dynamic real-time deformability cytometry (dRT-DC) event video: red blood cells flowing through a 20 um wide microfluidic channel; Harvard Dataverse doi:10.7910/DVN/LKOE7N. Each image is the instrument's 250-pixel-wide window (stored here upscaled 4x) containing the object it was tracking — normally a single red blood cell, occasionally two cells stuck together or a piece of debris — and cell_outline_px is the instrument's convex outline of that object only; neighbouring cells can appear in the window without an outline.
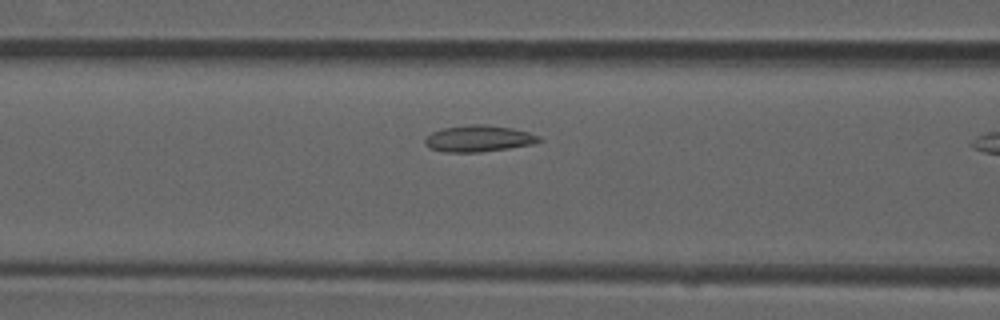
{"species": "common noctule bat (a hibernating species)", "species_latin": "Nyctalus noctula", "temperature_condition": "room temperature", "stored_images_in_passage": 10, "camera_frame_rate_fps": 3000, "um_per_image_px": 0.085, "animal": {"sex": "male", "forearm_length_mm": 52.5}, "frame": {"image": 1, "passage_image": 9, "time_ms": 2.667, "image_size_px": [1000, 320], "cell_outline_px": [[544, 140], [532, 144], [508, 148], [480, 152], [444, 152], [428, 148], [424, 144], [424, 140], [432, 132], [444, 128], [472, 124], [484, 124], [512, 128], [528, 132], [540, 136]], "centroid_in_image_um": [40.68, 11.78], "position_along_channel_um": 125.9, "area_um2": 17.57}}